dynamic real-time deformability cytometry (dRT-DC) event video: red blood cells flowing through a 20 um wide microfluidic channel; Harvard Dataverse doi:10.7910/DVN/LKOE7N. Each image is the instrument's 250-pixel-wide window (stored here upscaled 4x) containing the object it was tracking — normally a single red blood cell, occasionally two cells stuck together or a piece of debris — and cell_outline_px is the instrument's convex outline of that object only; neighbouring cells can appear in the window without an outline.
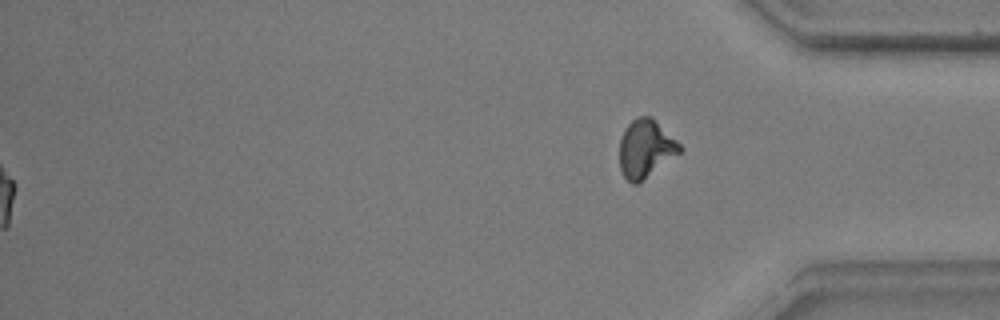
{"species": "common noctule bat (a hibernating species)", "species_latin": "Nyctalus noctula", "temperature_condition": "warm", "stored_images_in_passage": 57, "segment_of_instrument_passage": [2, 2], "camera_frame_rate_fps": 3000, "um_per_image_px": 0.085, "animal": {"sex": "male", "body_mass_g": 17.9, "forearm_length_mm": 54.2}, "frame": {"image": 1, "passage_image": 57, "time_ms": 18.667, "image_size_px": [1000, 320], "cell_outline_px": [[684, 148], [680, 152], [636, 184], [632, 184], [624, 176], [620, 168], [620, 140], [624, 128], [636, 116], [652, 116]], "centroid_in_image_um": [54.86, 12.59], "position_along_channel_um": 380.3, "area_um2": 20.06}}